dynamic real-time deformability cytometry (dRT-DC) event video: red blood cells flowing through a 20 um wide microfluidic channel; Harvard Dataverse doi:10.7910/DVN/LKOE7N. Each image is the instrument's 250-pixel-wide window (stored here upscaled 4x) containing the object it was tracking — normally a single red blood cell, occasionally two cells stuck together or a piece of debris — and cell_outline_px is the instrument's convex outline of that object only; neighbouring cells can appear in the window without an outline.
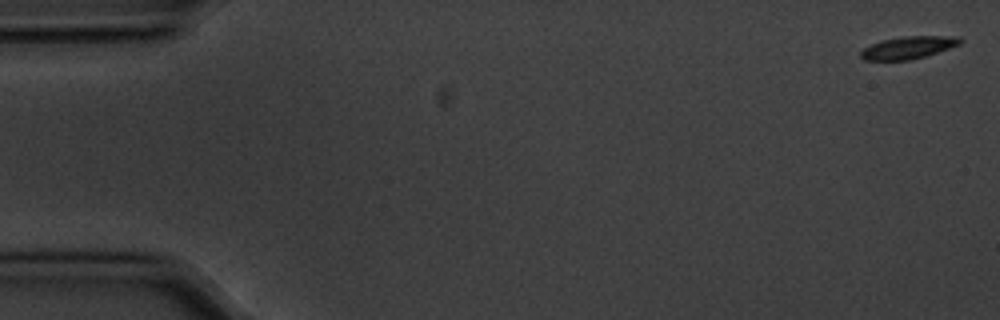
{"species": "common noctule bat (a hibernating species)", "species_latin": "Nyctalus noctula", "temperature_condition": "cold", "stored_images_in_passage": 56, "camera_frame_rate_fps": 3000, "um_per_image_px": 0.085, "animal": {"sex": "male", "body_mass_g": 20.1, "forearm_length_mm": 53.5}, "frame": {"image": 1, "passage_image": 1, "time_ms": 0.0, "image_size_px": [1000, 320], "cell_outline_px": [[964, 40], [960, 44], [924, 56], [908, 60], [864, 60], [860, 56], [860, 52], [864, 48], [880, 40], [904, 36], [960, 36]], "centroid_in_image_um": [77.2, 4.03], "position_along_channel_um": 7.8, "area_um2": 12.89}}
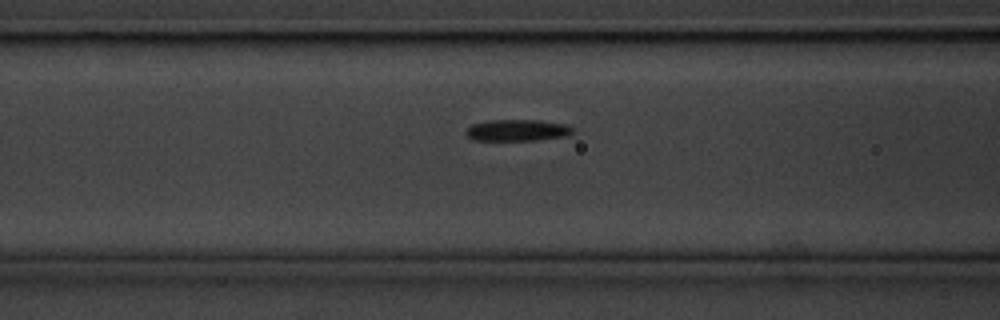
{"frame": {"image": 2, "passage_image": 22, "time_ms": 7.0, "image_size_px": [1000, 320], "cell_outline_px": [[572, 132], [568, 136], [536, 140], [472, 140], [464, 132], [472, 124], [488, 120], [540, 120], [564, 124], [572, 128]], "centroid_in_image_um": [43.95, 11.07], "position_along_channel_um": 122.7, "area_um2": 13.35}}
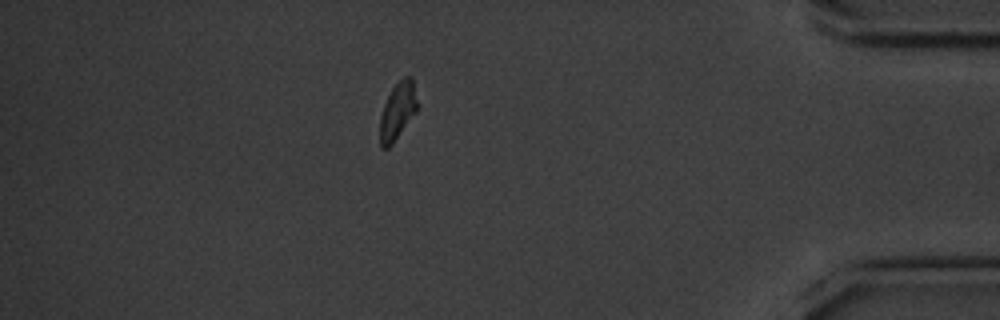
{"frame": {"image": 3, "passage_image": 49, "time_ms": 16.0, "image_size_px": [1000, 320], "cell_outline_px": [[416, 112], [392, 144], [388, 148], [380, 148], [380, 116], [384, 104], [392, 88], [404, 76], [412, 76], [416, 100]], "centroid_in_image_um": [33.77, 9.45], "position_along_channel_um": 401.4, "area_um2": 12.2}, "authors_computed_cell_mechanics": {"area_um2": 13.294, "velocity_mm_per_s": 3.553, "shape_relaxation_time_tau1_ms": 2.2295, "shape_relaxation_time_tau2_ms": null, "deformation_change_tau1": 0.1078, "deformation_change_tau2": null}}